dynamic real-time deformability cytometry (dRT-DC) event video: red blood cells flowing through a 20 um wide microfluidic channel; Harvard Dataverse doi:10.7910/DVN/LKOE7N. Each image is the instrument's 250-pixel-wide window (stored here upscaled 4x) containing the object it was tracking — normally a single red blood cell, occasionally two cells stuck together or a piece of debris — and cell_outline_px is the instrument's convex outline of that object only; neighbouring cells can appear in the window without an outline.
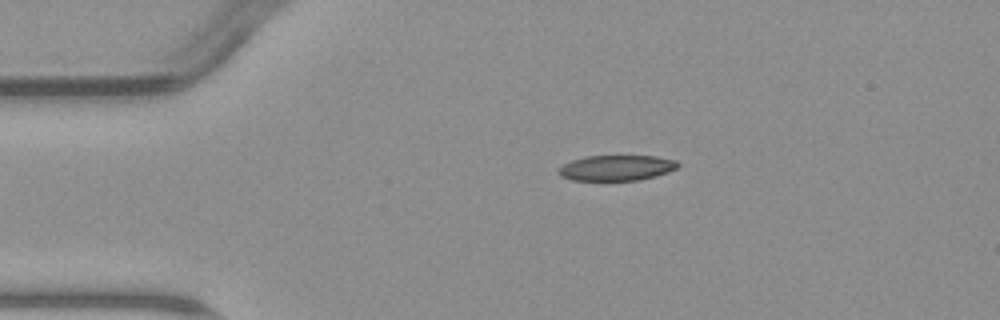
{"species": "common noctule bat (a hibernating species)", "species_latin": "Nyctalus noctula", "temperature_condition": "warm", "stored_images_in_passage": 4, "camera_frame_rate_fps": 3000, "um_per_image_px": 0.085, "animal": {"sex": "male", "body_mass_g": 23.1, "forearm_length_mm": 52.7}, "frame": {"image": 1, "passage_image": 1, "time_ms": 0.0, "image_size_px": [1000, 320], "cell_outline_px": [[680, 164], [676, 168], [668, 172], [656, 176], [640, 180], [572, 180], [560, 176], [560, 168], [564, 164], [572, 160], [584, 156], [656, 156], [676, 160]], "centroid_in_image_um": [52.43, 14.26], "position_along_channel_um": 32.6, "area_um2": 17.63}}
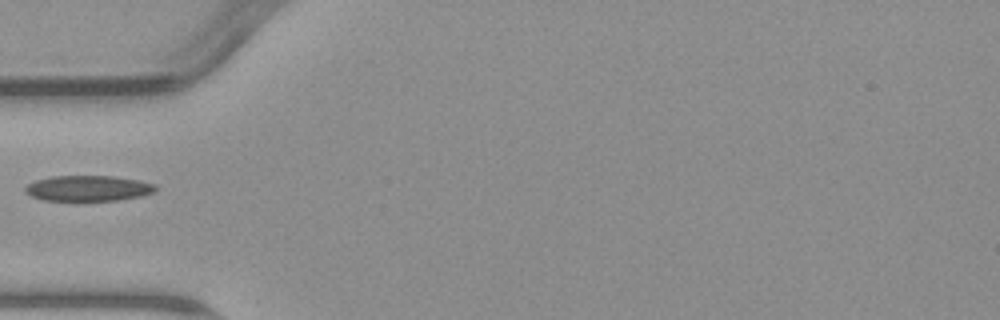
{"frame": {"image": 2, "passage_image": 3, "time_ms": 2.333, "image_size_px": [1000, 320], "cell_outline_px": [[156, 188], [152, 192], [140, 196], [116, 200], [72, 204], [40, 200], [24, 192], [24, 188], [28, 184], [36, 180], [52, 176], [112, 176], [140, 180], [156, 184]], "centroid_in_image_um": [7.41, 16.06], "position_along_channel_um": 77.6, "area_um2": 20.4}}
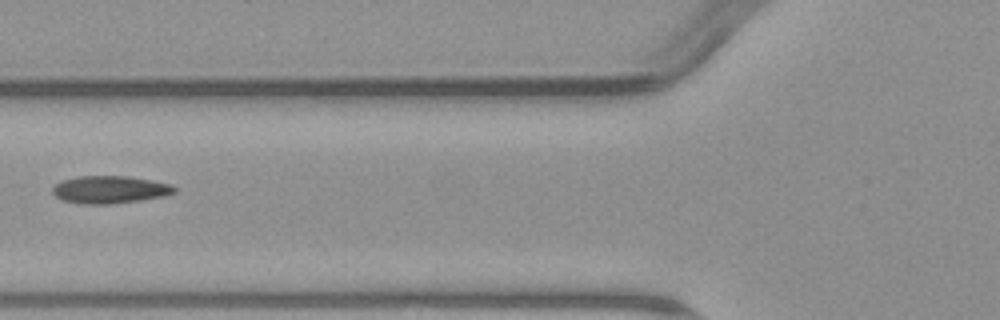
{"frame": {"image": 3, "passage_image": 4, "time_ms": 3.333, "image_size_px": [1000, 320], "cell_outline_px": [[176, 192], [164, 196], [140, 200], [112, 204], [84, 204], [60, 200], [52, 192], [52, 188], [60, 180], [80, 176], [128, 176], [152, 180], [172, 184], [176, 188]], "centroid_in_image_um": [9.33, 16.11], "position_along_channel_um": 116.5, "area_um2": 19.71}}